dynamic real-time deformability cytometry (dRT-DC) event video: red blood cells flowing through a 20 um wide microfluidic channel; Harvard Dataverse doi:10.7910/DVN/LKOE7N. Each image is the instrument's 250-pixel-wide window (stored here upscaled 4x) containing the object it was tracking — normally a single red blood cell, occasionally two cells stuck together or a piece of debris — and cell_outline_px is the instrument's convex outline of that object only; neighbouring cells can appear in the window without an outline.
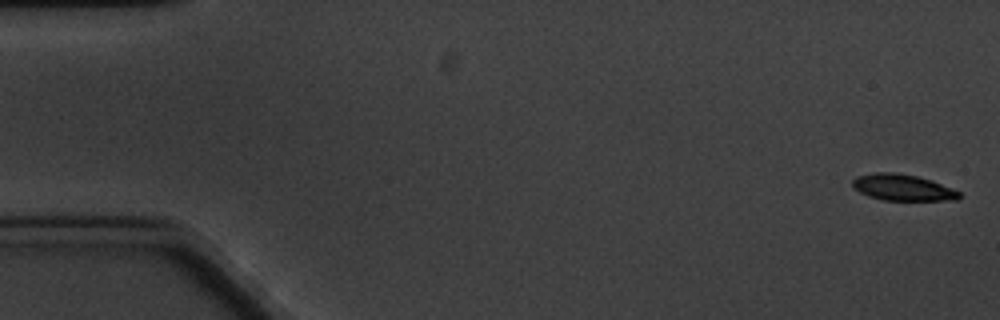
{"species": "common noctule bat (a hibernating species)", "species_latin": "Nyctalus noctula", "temperature_condition": "cold", "stored_images_in_passage": 6, "camera_frame_rate_fps": 3000, "um_per_image_px": 0.085, "animal": {"sex": "male", "body_mass_g": 20.1, "forearm_length_mm": 53.5}, "frame": {"image": 1, "passage_image": 1, "time_ms": 0.0, "image_size_px": [1000, 320], "cell_outline_px": [[960, 196], [956, 200], [884, 200], [868, 196], [852, 188], [852, 180], [856, 176], [872, 172], [896, 172], [916, 176], [932, 180], [960, 192]], "centroid_in_image_um": [76.67, 15.92], "position_along_channel_um": 8.3, "area_um2": 16.42}}
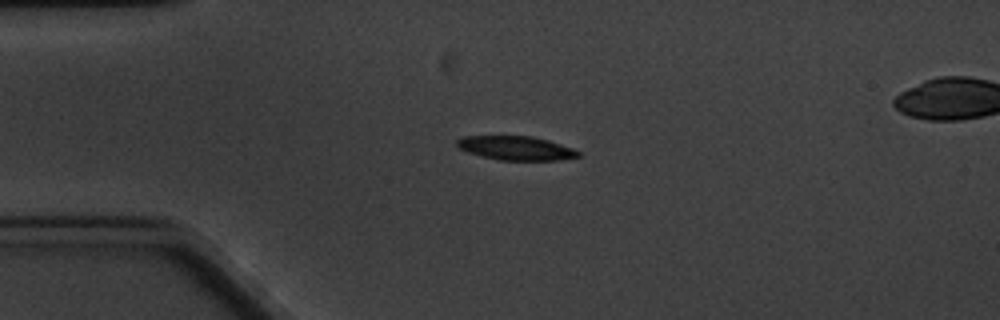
{"frame": {"image": 2, "passage_image": 4, "time_ms": 4.333, "image_size_px": [1000, 320], "cell_outline_px": [[580, 156], [556, 160], [500, 160], [468, 152], [460, 148], [456, 144], [456, 140], [464, 136], [532, 136], [548, 140], [572, 148], [580, 152]], "centroid_in_image_um": [43.86, 12.58], "position_along_channel_um": 41.1, "area_um2": 16.7}}